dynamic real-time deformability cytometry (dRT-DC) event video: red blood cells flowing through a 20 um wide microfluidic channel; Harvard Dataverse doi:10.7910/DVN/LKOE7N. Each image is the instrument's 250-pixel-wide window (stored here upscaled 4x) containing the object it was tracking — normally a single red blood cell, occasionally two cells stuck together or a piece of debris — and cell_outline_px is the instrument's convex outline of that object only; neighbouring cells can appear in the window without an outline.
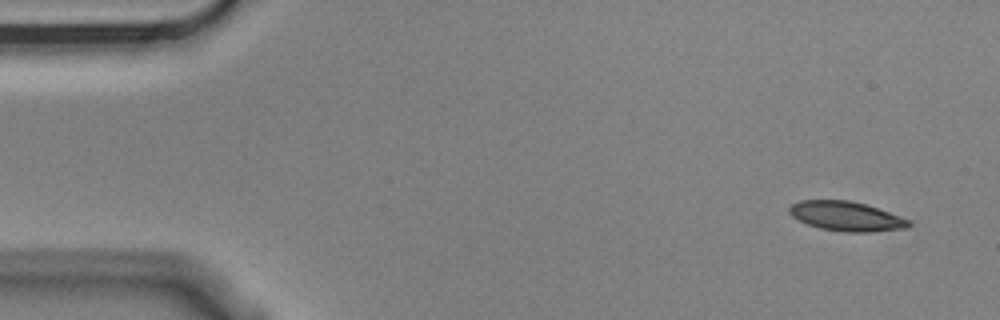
{"species": "Egyptian fruit bat (a non-hibernating species)", "species_latin": "Rousettus aegyptiacus", "temperature_condition": "cold", "stored_images_in_passage": 4, "segment_of_instrument_passage": [2, 2], "camera_frame_rate_fps": 3000, "um_per_image_px": 0.085, "animal": {"sex": "male"}, "frame": {"image": 1, "passage_image": 4, "time_ms": 1.0, "image_size_px": [1000, 320], "cell_outline_px": [[912, 224], [908, 228], [868, 232], [844, 232], [820, 228], [808, 224], [792, 216], [788, 212], [788, 208], [792, 204], [800, 200], [848, 200], [864, 204], [888, 212], [908, 220]], "centroid_in_image_um": [71.9, 18.38], "position_along_channel_um": 13.1, "area_um2": 20.29}}